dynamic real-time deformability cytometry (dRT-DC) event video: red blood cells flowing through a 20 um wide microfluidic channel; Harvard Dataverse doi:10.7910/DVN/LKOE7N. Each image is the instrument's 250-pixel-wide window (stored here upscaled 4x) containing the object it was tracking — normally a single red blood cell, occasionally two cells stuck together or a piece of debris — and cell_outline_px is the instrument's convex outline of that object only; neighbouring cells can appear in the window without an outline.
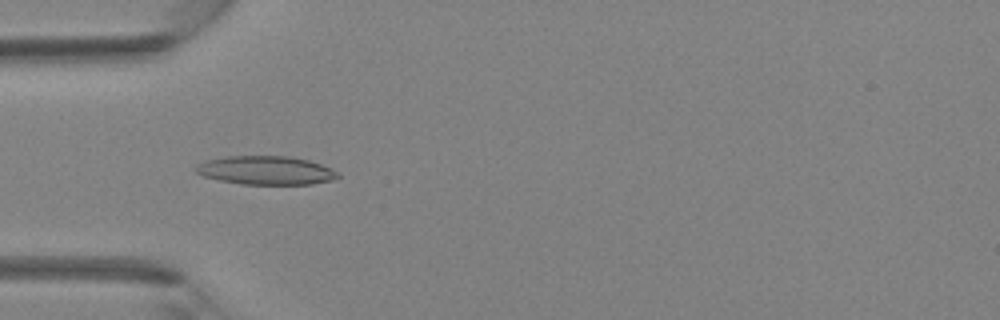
{"species": "Egyptian fruit bat (a non-hibernating species)", "species_latin": "Rousettus aegyptiacus", "temperature_condition": "room temperature", "stored_images_in_passage": 30, "camera_frame_rate_fps": 3000, "um_per_image_px": 0.085, "animal": {"sex": "female"}, "frame": {"image": 1, "passage_image": 7, "time_ms": 2.0, "image_size_px": [1000, 320], "cell_outline_px": [[340, 176], [336, 180], [312, 184], [240, 184], [220, 180], [204, 176], [196, 172], [192, 168], [196, 164], [204, 160], [228, 156], [288, 156], [308, 160], [332, 168], [340, 172]], "centroid_in_image_um": [22.61, 14.48], "position_along_channel_um": 62.4, "area_um2": 23.99}}
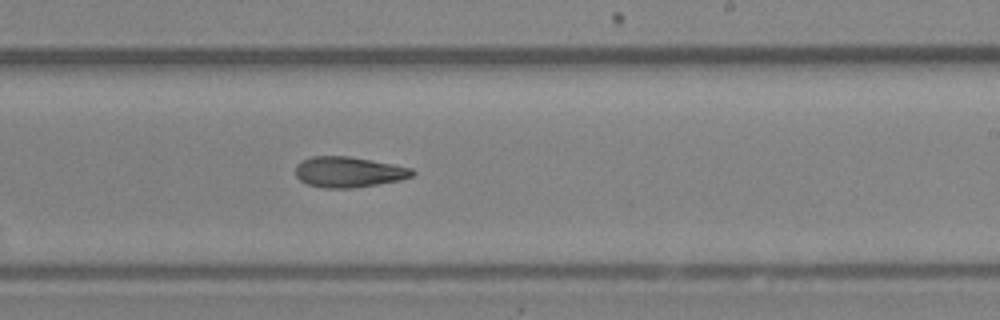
{"frame": {"image": 2, "passage_image": 19, "time_ms": 6.0, "image_size_px": [1000, 320], "cell_outline_px": [[416, 172], [412, 176], [400, 180], [352, 188], [324, 188], [308, 184], [300, 180], [296, 176], [296, 164], [312, 156], [348, 156], [392, 164], [412, 168]], "centroid_in_image_um": [29.63, 14.62], "position_along_channel_um": 259.4, "area_um2": 20.63}}
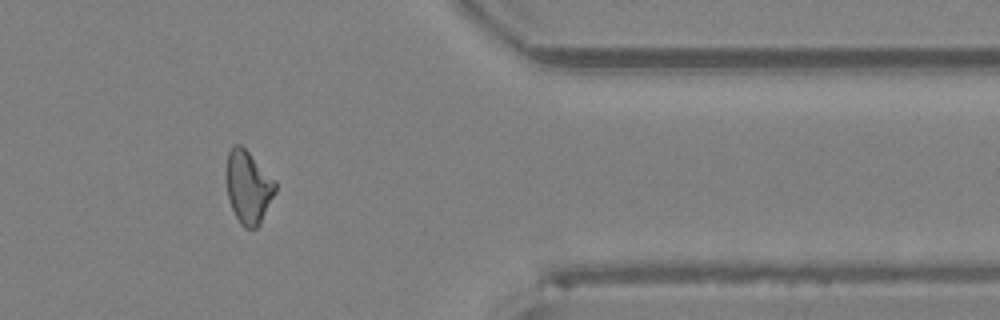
{"frame": {"image": 3, "passage_image": 28, "time_ms": 9.0, "image_size_px": [1000, 320], "cell_outline_px": [[276, 192], [260, 224], [256, 228], [244, 228], [240, 224], [232, 208], [228, 196], [224, 176], [224, 172], [228, 152], [236, 144], [240, 144], [276, 180]], "centroid_in_image_um": [21.09, 15.9], "position_along_channel_um": 390.3, "area_um2": 21.04}}